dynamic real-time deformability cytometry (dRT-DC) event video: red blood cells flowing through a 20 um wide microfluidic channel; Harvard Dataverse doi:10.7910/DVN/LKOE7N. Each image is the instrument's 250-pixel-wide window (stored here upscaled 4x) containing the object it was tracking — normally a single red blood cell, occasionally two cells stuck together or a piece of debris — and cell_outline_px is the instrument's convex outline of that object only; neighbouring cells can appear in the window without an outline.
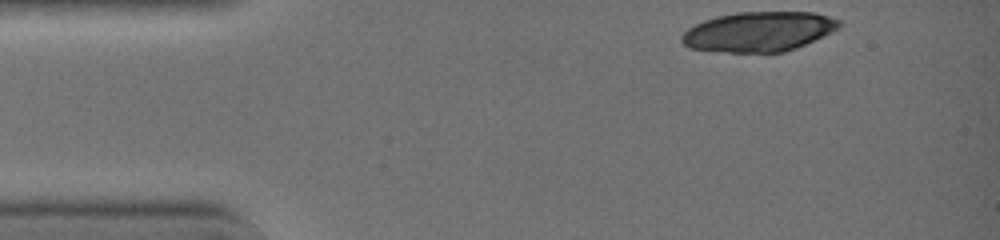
{"species": "common noctule bat (a hibernating species)", "species_latin": "Nyctalus noctula", "temperature_condition": "warm", "stored_images_in_passage": 14, "camera_frame_rate_fps": 3000, "um_per_image_px": 0.085, "animal": {"sex": "female", "body_mass_g": 19.0, "forearm_length_mm": 51.5}, "frame": {"image": 1, "passage_image": 1, "time_ms": 0.0, "image_size_px": [1000, 240], "cell_outline_px": [[844, 24], [840, 28], [832, 32], [796, 48], [784, 52], [728, 52], [688, 48], [680, 40], [680, 36], [688, 28], [704, 20], [716, 16], [736, 12], [816, 12], [840, 20]], "centroid_in_image_um": [64.51, 2.68], "position_along_channel_um": 20.5, "area_um2": 36.7}}